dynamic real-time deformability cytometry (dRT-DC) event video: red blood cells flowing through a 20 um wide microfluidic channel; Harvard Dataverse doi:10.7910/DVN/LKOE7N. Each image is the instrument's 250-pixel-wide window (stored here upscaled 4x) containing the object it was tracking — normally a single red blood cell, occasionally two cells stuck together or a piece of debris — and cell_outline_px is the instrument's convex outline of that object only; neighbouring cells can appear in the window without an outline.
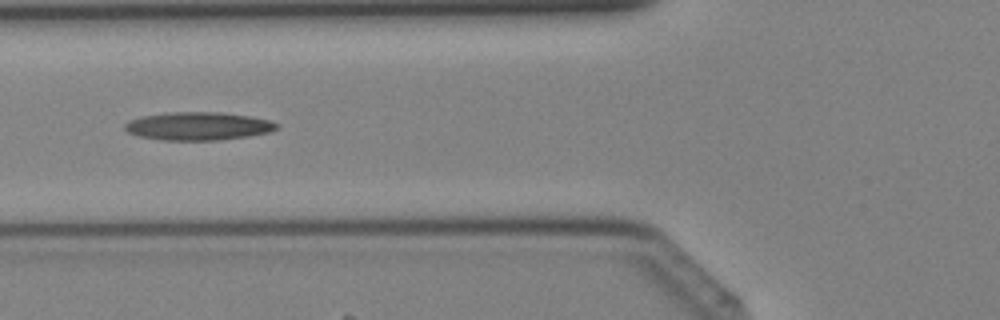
{"species": "Egyptian fruit bat (a non-hibernating species)", "species_latin": "Rousettus aegyptiacus", "temperature_condition": "cold", "stored_images_in_passage": 4, "camera_frame_rate_fps": 3000, "um_per_image_px": 0.085, "animal": {"sex": "female"}, "frame": {"image": 1, "passage_image": 4, "time_ms": 1.0, "image_size_px": [1000, 320], "cell_outline_px": [[280, 124], [276, 128], [268, 132], [248, 136], [216, 140], [160, 140], [140, 136], [128, 132], [124, 128], [124, 124], [128, 120], [140, 116], [168, 112], [220, 112], [248, 116], [272, 120]], "centroid_in_image_um": [16.82, 10.71], "position_along_channel_um": 109.0, "area_um2": 24.91}}